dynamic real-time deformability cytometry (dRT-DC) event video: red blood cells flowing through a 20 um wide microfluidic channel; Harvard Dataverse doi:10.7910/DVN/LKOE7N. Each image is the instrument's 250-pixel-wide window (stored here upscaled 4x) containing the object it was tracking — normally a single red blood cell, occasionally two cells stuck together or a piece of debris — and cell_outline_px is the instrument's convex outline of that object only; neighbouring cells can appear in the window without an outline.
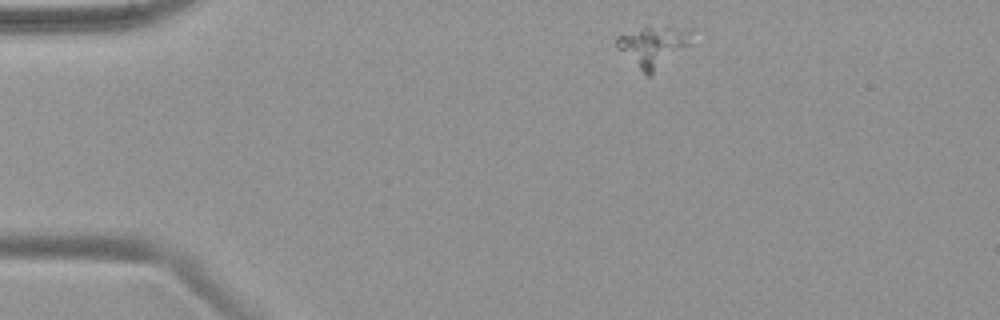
{"species": "common noctule bat (a hibernating species)", "species_latin": "Nyctalus noctula", "temperature_condition": "warm", "stored_images_in_passage": 43, "camera_frame_rate_fps": 3000, "um_per_image_px": 0.085, "animal": {"sex": "female", "body_mass_g": 19.9}, "frame": {"image": 1, "passage_image": 1, "time_ms": 0.0, "image_size_px": [1000, 320], "cell_outline_px": [[692, 44], [648, 76], [644, 76], [616, 48], [616, 36], [644, 24], [668, 24], [692, 28]], "centroid_in_image_um": [55.53, 3.85], "position_along_channel_um": 29.5, "area_um2": 19.07}}
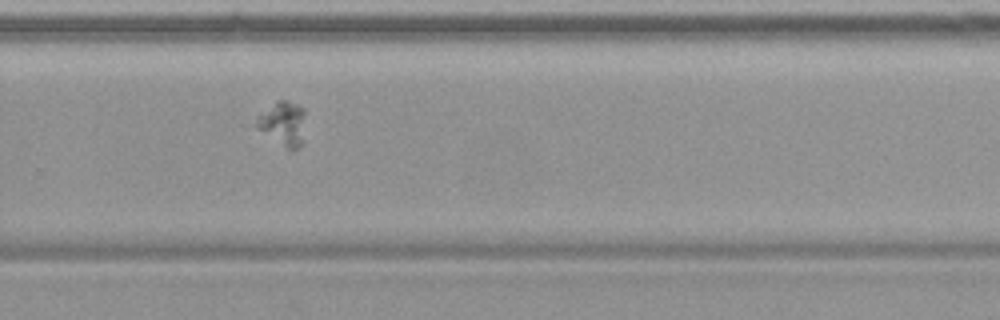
{"frame": {"image": 2, "passage_image": 27, "time_ms": 8.667, "image_size_px": [1000, 320], "cell_outline_px": [[304, 140], [296, 148], [288, 148], [256, 128], [256, 116], [276, 100], [284, 100], [296, 104], [304, 108]], "centroid_in_image_um": [24.05, 10.46], "position_along_channel_um": 305.7, "area_um2": 12.43}}
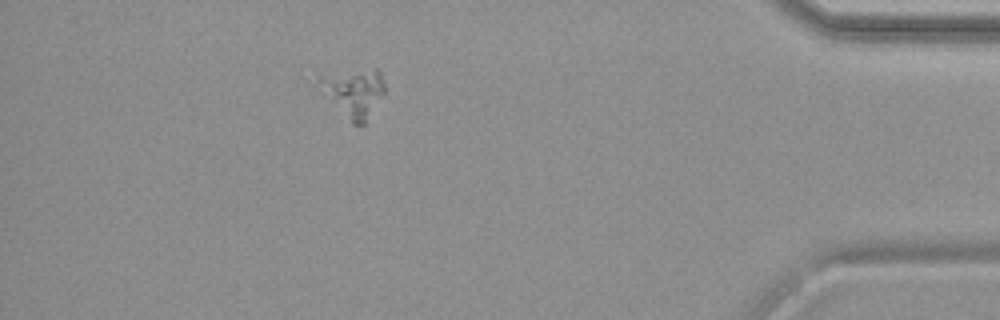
{"frame": {"image": 3, "passage_image": 38, "time_ms": 12.333, "image_size_px": [1000, 320], "cell_outline_px": [[384, 92], [364, 124], [352, 124], [312, 88], [316, 76], [376, 68], [380, 72], [384, 84]], "centroid_in_image_um": [29.9, 7.88], "position_along_channel_um": 405.3, "area_um2": 19.13}}